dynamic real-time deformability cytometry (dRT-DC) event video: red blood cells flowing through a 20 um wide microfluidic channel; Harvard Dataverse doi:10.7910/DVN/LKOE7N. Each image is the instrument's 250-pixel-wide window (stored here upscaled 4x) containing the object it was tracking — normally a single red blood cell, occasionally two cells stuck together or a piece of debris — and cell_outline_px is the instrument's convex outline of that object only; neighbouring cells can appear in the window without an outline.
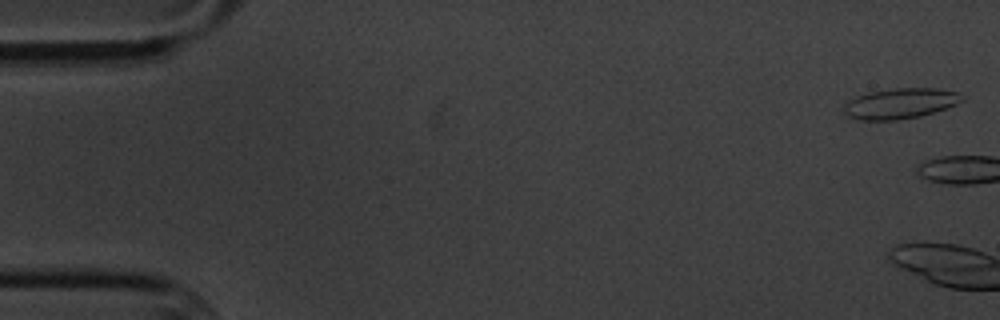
{"species": "common noctule bat (a hibernating species)", "species_latin": "Nyctalus noctula", "temperature_condition": "cold", "stored_images_in_passage": 6, "camera_frame_rate_fps": 3000, "um_per_image_px": 0.085, "animal": {"sex": "male", "body_mass_g": 20.1, "forearm_length_mm": 53.5}, "frame": {"image": 1, "passage_image": 1, "time_ms": 0.0, "image_size_px": [1000, 320], "cell_outline_px": [[964, 100], [956, 104], [920, 116], [896, 120], [860, 120], [848, 116], [844, 112], [844, 104], [848, 100], [856, 96], [868, 92], [896, 88], [936, 88], [956, 92], [964, 96]], "centroid_in_image_um": [76.49, 8.79], "position_along_channel_um": 8.5, "area_um2": 20.87}}